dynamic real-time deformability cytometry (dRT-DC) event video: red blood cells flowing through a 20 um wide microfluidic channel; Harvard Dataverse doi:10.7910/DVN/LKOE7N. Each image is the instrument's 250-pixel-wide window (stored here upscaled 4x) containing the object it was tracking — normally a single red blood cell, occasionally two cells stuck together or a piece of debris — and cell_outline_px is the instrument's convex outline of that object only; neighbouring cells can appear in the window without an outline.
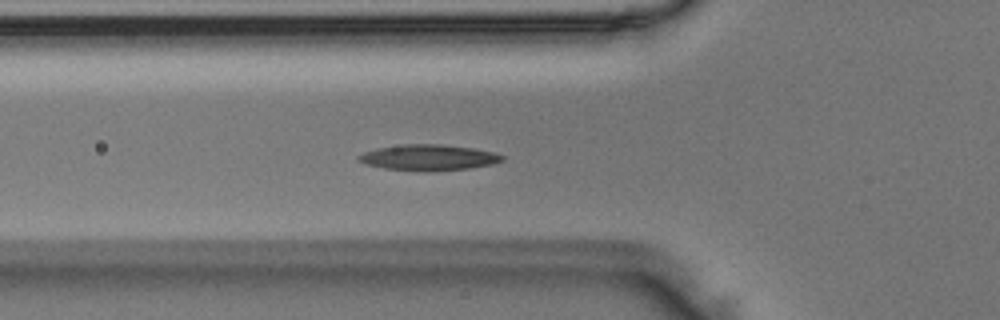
{"species": "Egyptian fruit bat (a non-hibernating species)", "species_latin": "Rousettus aegyptiacus", "temperature_condition": "room temperature", "stored_images_in_passage": 35, "camera_frame_rate_fps": 3000, "um_per_image_px": 0.085, "animal": {"sex": "male"}, "frame": {"image": 1, "passage_image": 2, "time_ms": 0.333, "image_size_px": [1000, 320], "cell_outline_px": [[504, 160], [492, 164], [468, 168], [432, 172], [384, 168], [364, 164], [356, 160], [356, 156], [364, 152], [376, 148], [404, 144], [440, 144], [472, 148], [492, 152], [504, 156]], "centroid_in_image_um": [36.37, 13.39], "position_along_channel_um": 89.4, "area_um2": 21.68}}
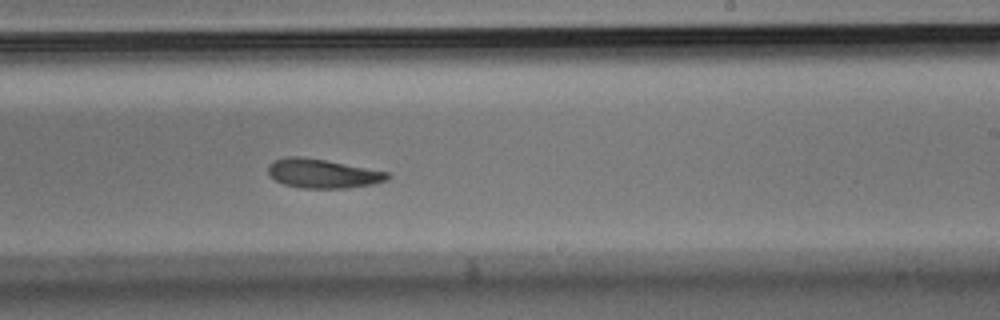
{"frame": {"image": 2, "passage_image": 15, "time_ms": 4.667, "image_size_px": [1000, 320], "cell_outline_px": [[388, 180], [372, 184], [348, 188], [304, 188], [284, 184], [276, 180], [268, 172], [268, 164], [284, 156], [304, 156], [328, 160], [388, 172]], "centroid_in_image_um": [27.42, 14.73], "position_along_channel_um": 261.6, "area_um2": 20.23}}
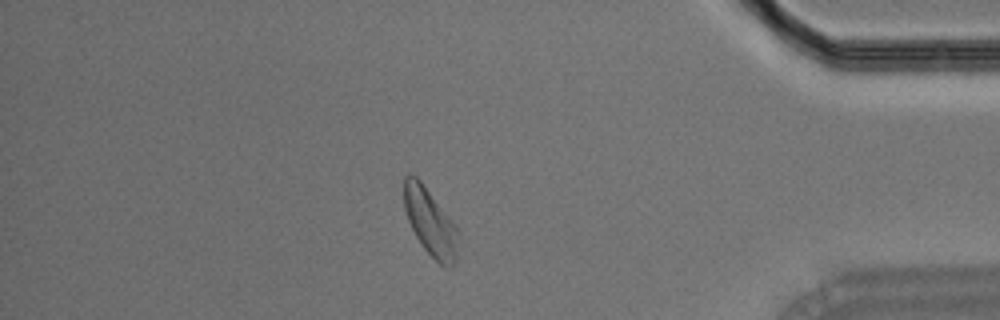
{"frame": {"image": 3, "passage_image": 28, "time_ms": 9.0, "image_size_px": [1000, 320], "cell_outline_px": [[460, 232], [456, 264], [448, 268], [440, 264], [424, 248], [416, 236], [408, 220], [404, 208], [404, 176], [416, 176], [420, 180], [448, 216]], "centroid_in_image_um": [36.6, 18.93], "position_along_channel_um": 398.6, "area_um2": 20.98}}